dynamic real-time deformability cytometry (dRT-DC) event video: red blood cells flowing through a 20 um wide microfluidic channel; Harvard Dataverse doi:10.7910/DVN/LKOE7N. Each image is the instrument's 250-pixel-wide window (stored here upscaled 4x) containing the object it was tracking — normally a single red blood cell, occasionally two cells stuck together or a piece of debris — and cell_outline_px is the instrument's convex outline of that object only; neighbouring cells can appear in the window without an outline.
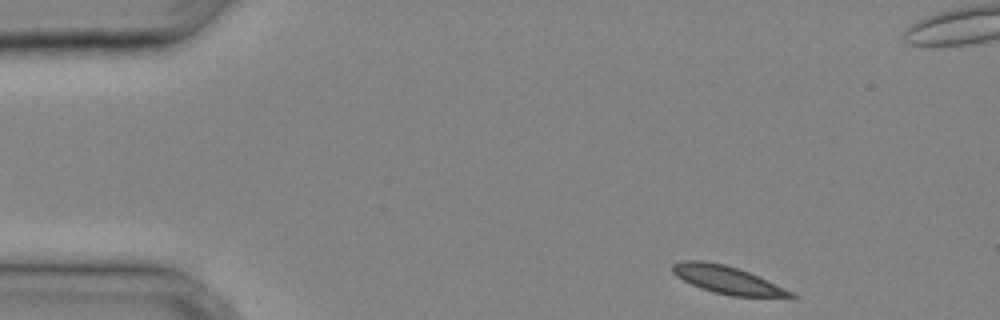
{"species": "common noctule bat (a hibernating species)", "species_latin": "Nyctalus noctula", "temperature_condition": "cold", "stored_images_in_passage": 30, "camera_frame_rate_fps": 3000, "um_per_image_px": 0.085, "animal": {"sex": "male", "body_mass_g": 20.4}, "frame": {"image": 1, "passage_image": 1, "time_ms": 0.0, "image_size_px": [1000, 320], "cell_outline_px": [[800, 296], [732, 296], [712, 292], [700, 288], [676, 276], [672, 272], [672, 264], [684, 260], [704, 260], [724, 264], [748, 272], [784, 288]], "centroid_in_image_um": [61.73, 23.77], "position_along_channel_um": 23.3, "area_um2": 18.67}}
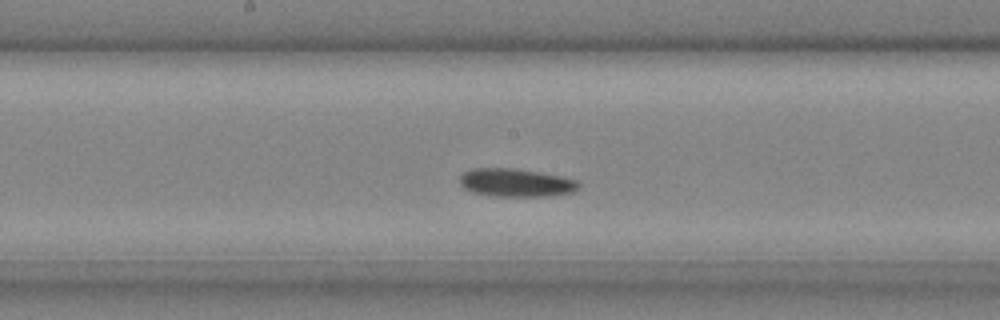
{"frame": {"image": 2, "passage_image": 15, "time_ms": 4.667, "image_size_px": [1000, 320], "cell_outline_px": [[580, 188], [576, 192], [548, 196], [492, 196], [472, 192], [464, 188], [460, 184], [460, 176], [464, 172], [472, 168], [516, 168], [540, 172], [580, 180]], "centroid_in_image_um": [43.9, 15.53], "position_along_channel_um": 204.3, "area_um2": 19.83}}
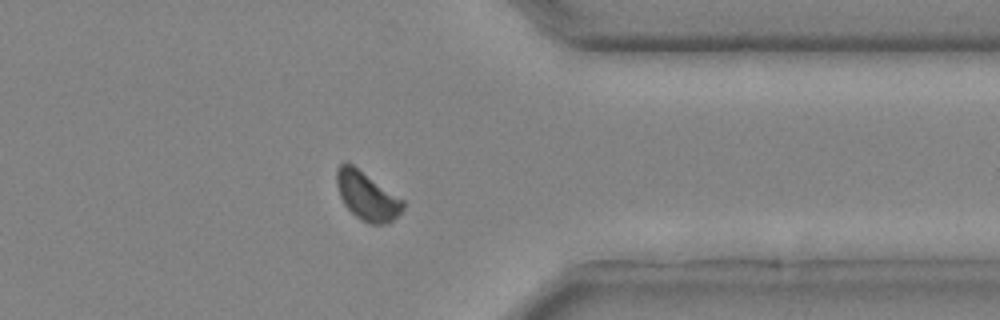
{"frame": {"image": 3, "passage_image": 25, "time_ms": 8.0, "image_size_px": [1000, 320], "cell_outline_px": [[404, 208], [388, 224], [368, 224], [360, 220], [344, 204], [340, 196], [336, 184], [336, 168], [344, 160], [352, 164], [404, 200]], "centroid_in_image_um": [31.17, 16.65], "position_along_channel_um": 380.2, "area_um2": 18.73}}